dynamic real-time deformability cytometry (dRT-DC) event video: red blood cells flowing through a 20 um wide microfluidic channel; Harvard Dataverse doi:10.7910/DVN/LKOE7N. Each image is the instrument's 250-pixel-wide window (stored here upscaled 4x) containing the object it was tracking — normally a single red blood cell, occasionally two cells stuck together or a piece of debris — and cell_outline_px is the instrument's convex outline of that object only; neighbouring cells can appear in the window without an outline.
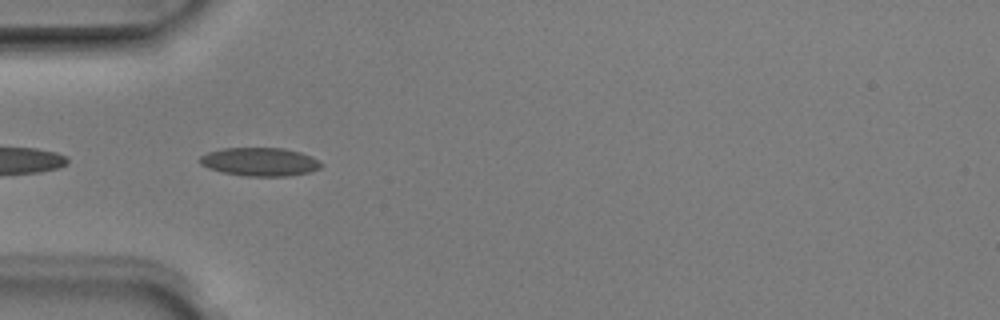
{"species": "Egyptian fruit bat (a non-hibernating species)", "species_latin": "Rousettus aegyptiacus", "temperature_condition": "room temperature", "stored_images_in_passage": 37, "camera_frame_rate_fps": 3000, "um_per_image_px": 0.085, "animal": {"sex": "male"}, "frame": {"image": 1, "passage_image": 2, "time_ms": 0.333, "image_size_px": [1000, 320], "cell_outline_px": [[324, 164], [320, 168], [312, 172], [288, 176], [244, 176], [220, 172], [208, 168], [200, 164], [196, 160], [200, 156], [208, 152], [224, 148], [284, 148], [300, 152], [312, 156]], "centroid_in_image_um": [22.08, 13.76], "position_along_channel_um": 62.9, "area_um2": 20.4}}
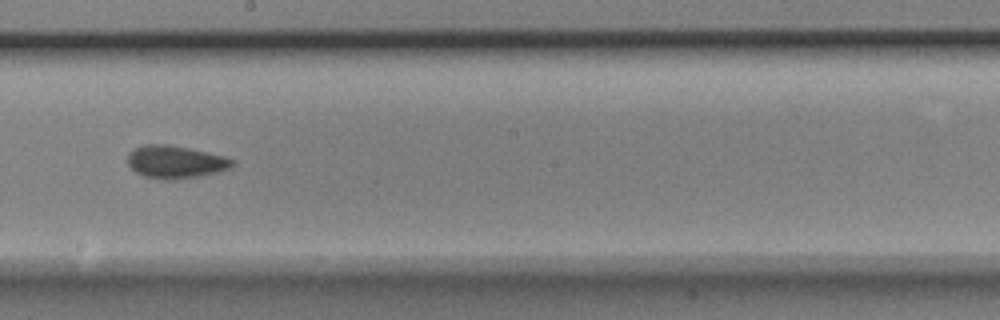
{"frame": {"image": 2, "passage_image": 15, "time_ms": 4.667, "image_size_px": [1000, 320], "cell_outline_px": [[236, 164], [232, 168], [200, 176], [176, 180], [164, 180], [144, 176], [136, 172], [128, 164], [128, 152], [132, 148], [144, 144], [168, 144], [188, 148], [224, 156], [236, 160]], "centroid_in_image_um": [14.92, 13.76], "position_along_channel_um": 233.3, "area_um2": 20.23}}
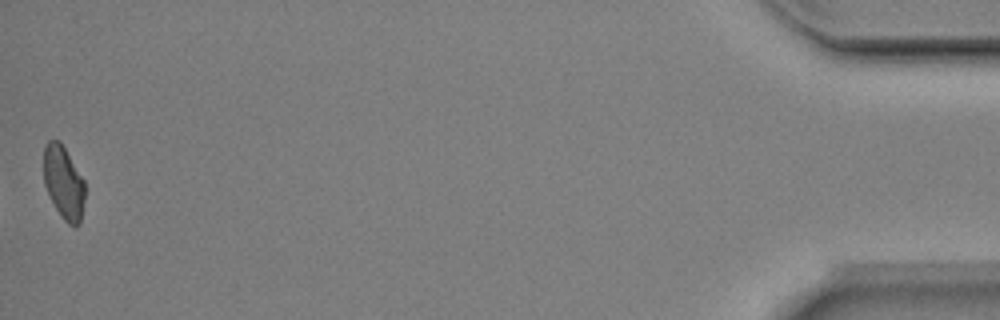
{"frame": {"image": 3, "passage_image": 37, "time_ms": 12.0, "image_size_px": [1000, 320], "cell_outline_px": [[84, 200], [80, 224], [76, 228], [68, 224], [64, 220], [56, 208], [44, 184], [44, 148], [48, 140], [60, 140], [84, 180]], "centroid_in_image_um": [5.41, 15.52], "position_along_channel_um": 429.8, "area_um2": 17.46}, "authors_computed_cell_mechanics": {"area_um2": 19.2474, "velocity_mm_per_s": 3.9712, "shape_relaxation_time_tau1_ms": 3.9434, "shape_relaxation_time_tau2_ms": 2.1746, "deformation_change_tau1": 0.1032, "deformation_change_tau2": 0.0679}}